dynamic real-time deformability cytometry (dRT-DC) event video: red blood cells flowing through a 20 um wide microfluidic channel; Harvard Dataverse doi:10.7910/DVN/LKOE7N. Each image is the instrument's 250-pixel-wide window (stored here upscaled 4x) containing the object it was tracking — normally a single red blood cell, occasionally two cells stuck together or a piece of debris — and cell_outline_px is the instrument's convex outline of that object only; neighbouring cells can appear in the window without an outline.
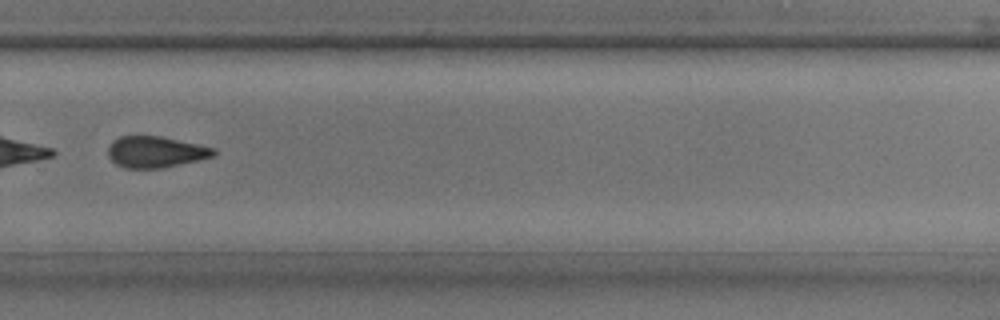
{"species": "common noctule bat (a hibernating species)", "species_latin": "Nyctalus noctula", "temperature_condition": "room temperature", "stored_images_in_passage": 36, "segment_of_instrument_passage": [2, 2], "camera_frame_rate_fps": 3000, "um_per_image_px": 0.085, "animal": {"sex": "male", "body_mass_g": 17.9, "forearm_length_mm": 54.2}, "frame": {"image": 1, "passage_image": 27, "time_ms": 8.667, "image_size_px": [1000, 320], "cell_outline_px": [[216, 152], [212, 156], [200, 160], [160, 168], [124, 168], [116, 164], [108, 156], [108, 148], [112, 140], [120, 136], [160, 136], [216, 148]], "centroid_in_image_um": [13.2, 12.91], "position_along_channel_um": 316.6, "area_um2": 19.19}}
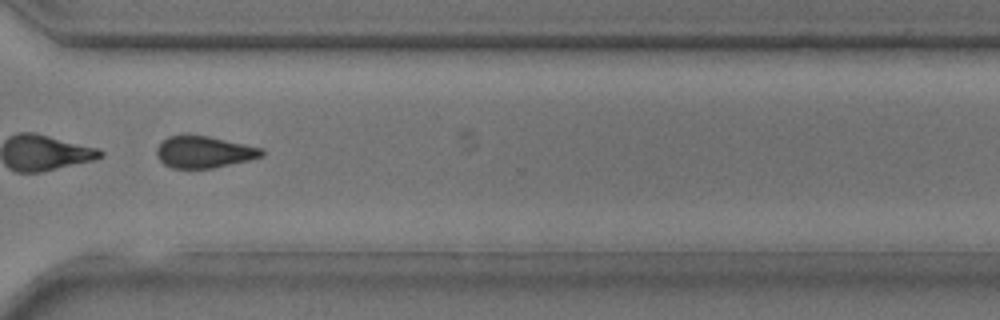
{"frame": {"image": 2, "passage_image": 29, "time_ms": 9.333, "image_size_px": [1000, 320], "cell_outline_px": [[264, 156], [248, 160], [212, 168], [172, 168], [164, 164], [156, 156], [156, 148], [168, 136], [184, 132], [208, 136], [264, 148]], "centroid_in_image_um": [17.31, 12.88], "position_along_channel_um": 353.3, "area_um2": 19.83}}